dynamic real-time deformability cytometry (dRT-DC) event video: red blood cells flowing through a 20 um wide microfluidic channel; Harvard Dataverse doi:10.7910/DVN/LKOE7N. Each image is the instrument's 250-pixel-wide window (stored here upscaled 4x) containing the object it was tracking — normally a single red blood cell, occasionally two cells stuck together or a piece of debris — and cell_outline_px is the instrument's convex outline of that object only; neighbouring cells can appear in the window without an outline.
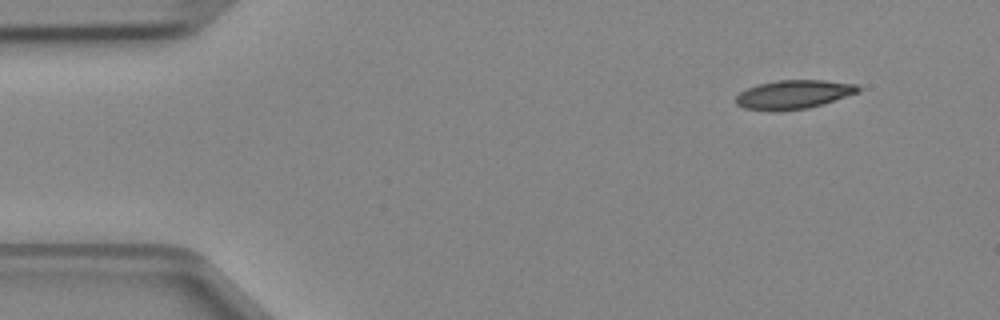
{"species": "Egyptian fruit bat (a non-hibernating species)", "species_latin": "Rousettus aegyptiacus", "temperature_condition": "cold", "stored_images_in_passage": 4, "segment_of_instrument_passage": [1, 2], "camera_frame_rate_fps": 3000, "um_per_image_px": 0.085, "animal": {"sex": "female"}, "frame": {"image": 1, "passage_image": 1, "time_ms": 0.0, "image_size_px": [1000, 320], "cell_outline_px": [[860, 88], [856, 92], [808, 108], [744, 108], [736, 104], [736, 96], [740, 92], [756, 84], [776, 80], [824, 80], [856, 84]], "centroid_in_image_um": [67.43, 7.97], "position_along_channel_um": 17.6, "area_um2": 19.42}}